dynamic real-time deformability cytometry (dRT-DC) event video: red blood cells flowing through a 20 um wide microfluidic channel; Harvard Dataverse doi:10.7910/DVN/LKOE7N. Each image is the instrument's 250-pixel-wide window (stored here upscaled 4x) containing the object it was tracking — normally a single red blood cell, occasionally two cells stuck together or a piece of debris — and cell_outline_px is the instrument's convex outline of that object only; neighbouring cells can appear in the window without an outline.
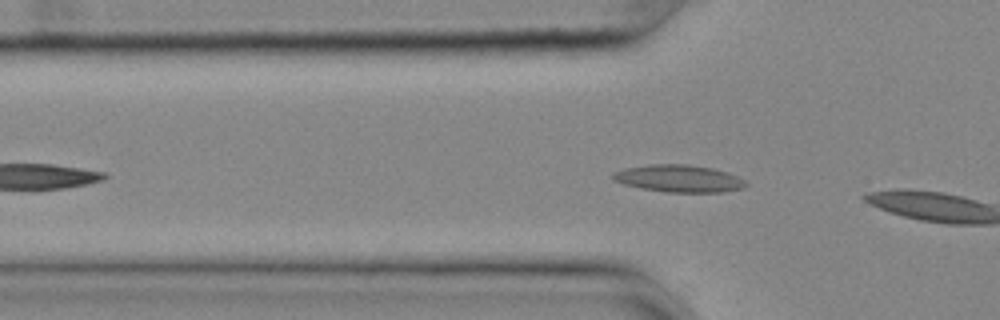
{"species": "common noctule bat (a hibernating species)", "species_latin": "Nyctalus noctula", "temperature_condition": "cold", "stored_images_in_passage": 5, "camera_frame_rate_fps": 3000, "um_per_image_px": 0.085, "animal": {"sex": "female", "body_mass_g": 25.1}, "frame": {"image": 1, "passage_image": 2, "time_ms": 0.333, "image_size_px": [1000, 320], "cell_outline_px": [[748, 184], [744, 188], [720, 192], [668, 192], [640, 188], [624, 184], [612, 180], [612, 176], [616, 172], [624, 168], [652, 164], [688, 164], [712, 168], [728, 172], [744, 180]], "centroid_in_image_um": [57.71, 15.17], "position_along_channel_um": 68.1, "area_um2": 21.04}}